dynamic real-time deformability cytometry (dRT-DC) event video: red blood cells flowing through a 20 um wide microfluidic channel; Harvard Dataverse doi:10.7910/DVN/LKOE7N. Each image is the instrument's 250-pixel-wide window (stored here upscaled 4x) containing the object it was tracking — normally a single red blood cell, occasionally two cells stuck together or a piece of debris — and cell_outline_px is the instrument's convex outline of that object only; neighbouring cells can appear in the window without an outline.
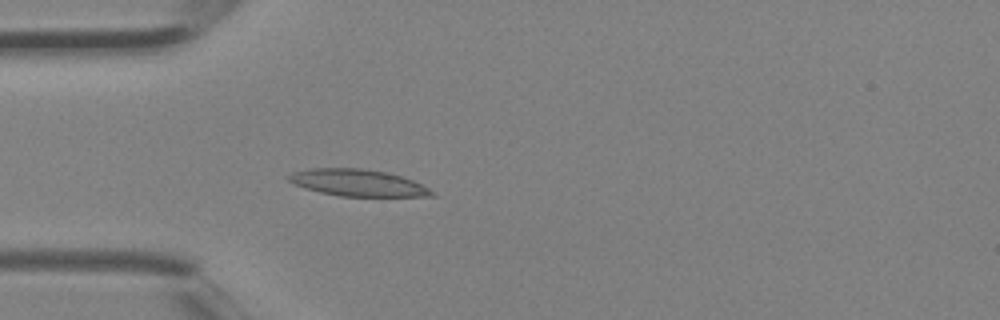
{"species": "Egyptian fruit bat (a non-hibernating species)", "species_latin": "Rousettus aegyptiacus", "temperature_condition": "room temperature", "stored_images_in_passage": 3, "camera_frame_rate_fps": 3000, "um_per_image_px": 0.085, "animal": {"sex": "female"}, "frame": {"image": 1, "passage_image": 3, "time_ms": 0.667, "image_size_px": [1000, 320], "cell_outline_px": [[436, 196], [340, 196], [320, 192], [304, 188], [288, 180], [284, 176], [292, 172], [308, 168], [360, 168], [388, 172], [412, 180], [428, 188]], "centroid_in_image_um": [30.35, 15.52], "position_along_channel_um": 54.7, "area_um2": 22.25}}